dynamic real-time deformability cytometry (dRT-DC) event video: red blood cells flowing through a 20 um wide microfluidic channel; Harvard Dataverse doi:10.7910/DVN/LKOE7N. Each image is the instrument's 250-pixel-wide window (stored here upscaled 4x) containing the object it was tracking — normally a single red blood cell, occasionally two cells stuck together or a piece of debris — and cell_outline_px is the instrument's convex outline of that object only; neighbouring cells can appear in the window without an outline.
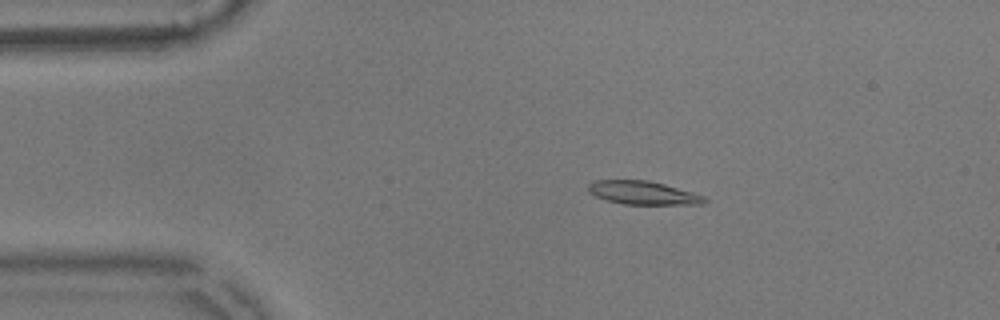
{"species": "common noctule bat (a hibernating species)", "species_latin": "Nyctalus noctula", "temperature_condition": "warm", "stored_images_in_passage": 54, "camera_frame_rate_fps": 3000, "um_per_image_px": 0.085, "animal": {"sex": "male", "body_mass_g": 17.9}, "frame": {"image": 1, "passage_image": 9, "time_ms": 2.667, "image_size_px": [1000, 320], "cell_outline_px": [[708, 200], [704, 204], [624, 204], [608, 200], [596, 196], [588, 192], [588, 184], [596, 180], [648, 180], [664, 184], [692, 192], [704, 196]], "centroid_in_image_um": [54.66, 16.38], "position_along_channel_um": 30.3, "area_um2": 15.72}}
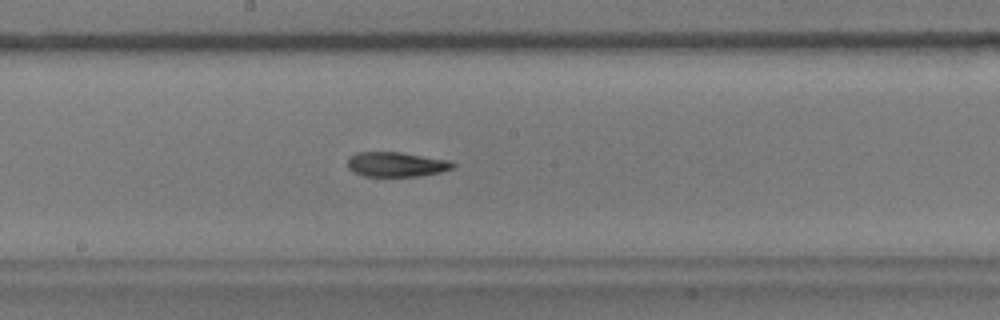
{"frame": {"image": 2, "passage_image": 28, "time_ms": 9.0, "image_size_px": [1000, 320], "cell_outline_px": [[456, 164], [452, 168], [440, 172], [420, 176], [364, 176], [352, 172], [348, 168], [348, 160], [356, 152], [400, 152], [452, 160]], "centroid_in_image_um": [33.71, 13.97], "position_along_channel_um": 214.5, "area_um2": 15.26}}
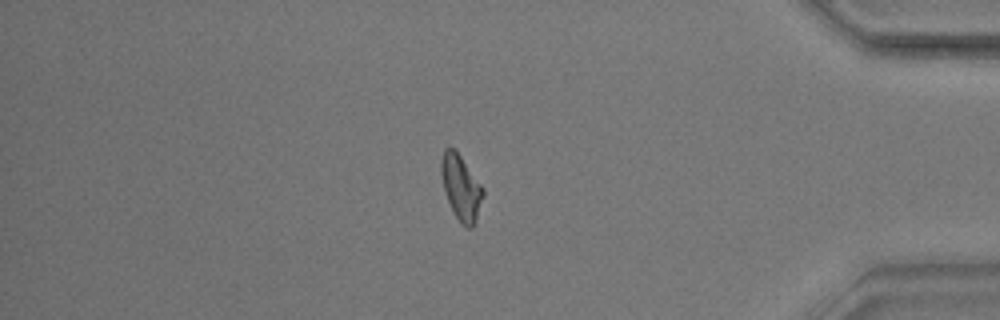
{"frame": {"image": 3, "passage_image": 46, "time_ms": 15.0, "image_size_px": [1000, 320], "cell_outline_px": [[484, 196], [476, 220], [472, 228], [468, 228], [460, 224], [452, 212], [444, 188], [440, 172], [440, 160], [444, 148], [448, 144], [456, 148], [484, 188]], "centroid_in_image_um": [39.18, 15.89], "position_along_channel_um": 396.0, "area_um2": 16.42}, "authors_computed_cell_mechanics": {"area_um2": 15.5482, "velocity_mm_per_s": 3.6033, "shape_relaxation_time_tau1_ms": 6.6258, "shape_relaxation_time_tau2_ms": 4.3293, "deformation_change_tau1": 0.2065, "deformation_change_tau2": 0.1326}}